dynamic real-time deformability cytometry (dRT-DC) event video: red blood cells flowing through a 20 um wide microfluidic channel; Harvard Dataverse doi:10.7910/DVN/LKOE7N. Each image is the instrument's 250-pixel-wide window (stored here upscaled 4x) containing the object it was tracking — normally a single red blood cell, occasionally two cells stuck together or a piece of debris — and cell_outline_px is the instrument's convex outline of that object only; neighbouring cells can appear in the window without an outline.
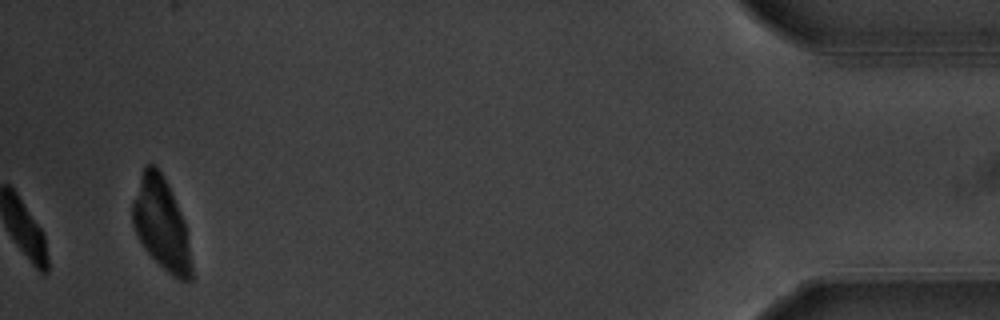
{"species": "common noctule bat (a hibernating species)", "species_latin": "Nyctalus noctula", "temperature_condition": "warm", "stored_images_in_passage": 38, "camera_frame_rate_fps": 3000, "um_per_image_px": 0.085, "animal": {"sex": "male", "body_mass_g": 20.1, "forearm_length_mm": 53.5}, "frame": {"image": 1, "passage_image": 38, "time_ms": 12.333, "image_size_px": [1000, 320], "cell_outline_px": [[192, 280], [188, 284], [180, 280], [168, 272], [144, 248], [136, 236], [132, 224], [132, 200], [144, 164], [152, 164], [160, 172], [168, 184], [184, 220], [192, 268]], "centroid_in_image_um": [13.69, 19.04], "position_along_channel_um": 421.5, "area_um2": 31.39}, "authors_computed_cell_mechanics": {"area_um2": 18.1492, "velocity_mm_per_s": 3.7027, "shape_relaxation_time_tau1_ms": 2.9666, "shape_relaxation_time_tau2_ms": null, "deformation_change_tau1": 0.1692, "deformation_change_tau2": null}}